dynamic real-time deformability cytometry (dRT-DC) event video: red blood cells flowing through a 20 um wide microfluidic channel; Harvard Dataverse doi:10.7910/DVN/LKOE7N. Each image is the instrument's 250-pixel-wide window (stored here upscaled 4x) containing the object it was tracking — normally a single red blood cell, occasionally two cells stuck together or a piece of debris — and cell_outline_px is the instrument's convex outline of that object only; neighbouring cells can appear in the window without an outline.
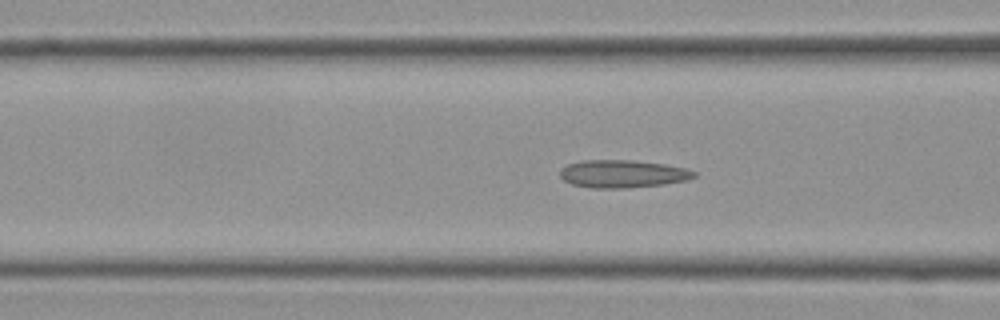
{"species": "Egyptian fruit bat (a non-hibernating species)", "species_latin": "Rousettus aegyptiacus", "temperature_condition": "cold", "stored_images_in_passage": 59, "camera_frame_rate_fps": 3000, "um_per_image_px": 0.085, "frame": {"image": 1, "passage_image": 23, "time_ms": 7.333, "image_size_px": [1000, 320], "cell_outline_px": [[696, 176], [688, 180], [664, 184], [628, 188], [592, 188], [572, 184], [564, 180], [560, 176], [560, 168], [568, 164], [580, 160], [632, 160], [664, 164], [684, 168], [696, 172]], "centroid_in_image_um": [52.91, 14.77], "position_along_channel_um": 113.7, "area_um2": 21.73}}
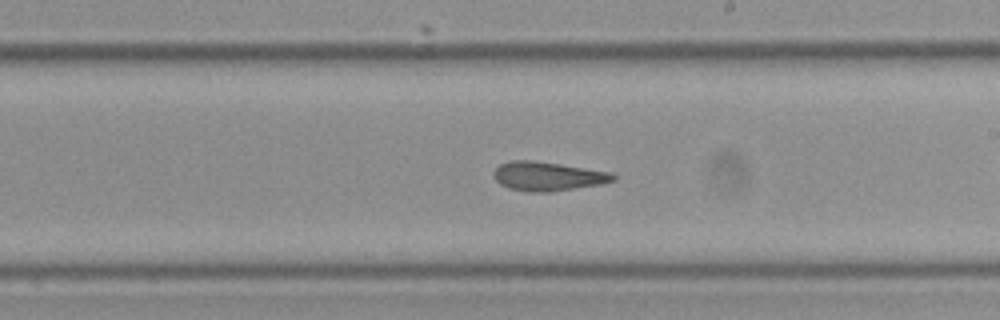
{"frame": {"image": 2, "passage_image": 34, "time_ms": 11.0, "image_size_px": [1000, 320], "cell_outline_px": [[616, 180], [600, 184], [548, 192], [532, 192], [508, 188], [500, 184], [492, 176], [492, 172], [500, 164], [512, 160], [532, 160], [560, 164], [612, 172], [616, 176]], "centroid_in_image_um": [46.54, 14.97], "position_along_channel_um": 242.5, "area_um2": 20.17}}
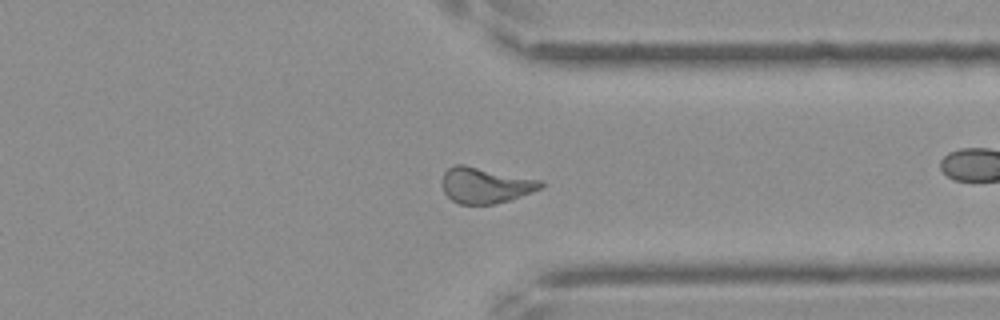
{"frame": {"image": 3, "passage_image": 45, "time_ms": 14.667, "image_size_px": [1000, 320], "cell_outline_px": [[544, 188], [508, 200], [492, 204], [460, 204], [452, 200], [444, 192], [444, 172], [452, 164], [464, 164], [540, 180], [544, 184]], "centroid_in_image_um": [41.27, 15.74], "position_along_channel_um": 370.1, "area_um2": 20.35}, "authors_computed_cell_mechanics": {"area_um2": 21.097, "velocity_mm_per_s": 3.5006, "shape_relaxation_time_tau1_ms": null, "shape_relaxation_time_tau2_ms": 2.6419, "deformation_change_tau1": null, "deformation_change_tau2": 0.0993}}